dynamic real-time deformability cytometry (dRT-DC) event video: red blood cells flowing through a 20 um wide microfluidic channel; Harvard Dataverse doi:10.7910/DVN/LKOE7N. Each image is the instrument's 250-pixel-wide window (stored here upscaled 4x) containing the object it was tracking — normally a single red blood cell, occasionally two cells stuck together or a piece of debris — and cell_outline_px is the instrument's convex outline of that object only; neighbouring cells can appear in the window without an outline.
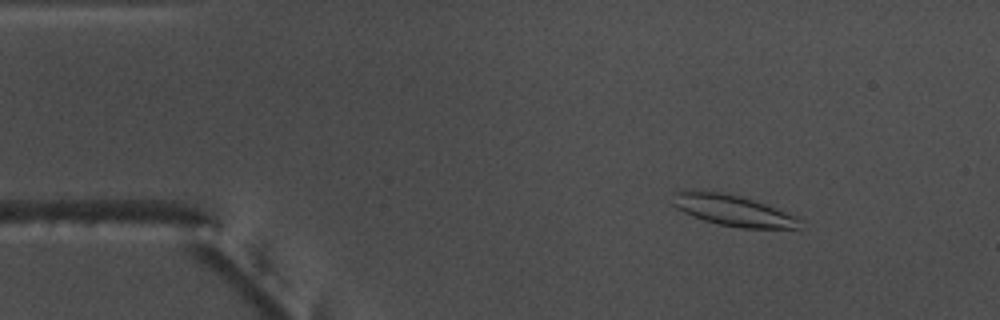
{"species": "common noctule bat (a hibernating species)", "species_latin": "Nyctalus noctula", "temperature_condition": "warm", "stored_images_in_passage": 56, "camera_frame_rate_fps": 3000, "um_per_image_px": 0.085, "animal": {"sex": "male", "body_mass_g": 17.5, "forearm_length_mm": 52.3}, "frame": {"image": 1, "passage_image": 8, "time_ms": 2.333, "image_size_px": [1000, 320], "cell_outline_px": [[804, 232], [740, 228], [720, 224], [704, 220], [692, 216], [676, 208], [672, 204], [672, 192], [720, 192], [740, 196], [800, 216], [804, 220]], "centroid_in_image_um": [62.57, 17.98], "position_along_channel_um": 22.4, "area_um2": 23.81}}
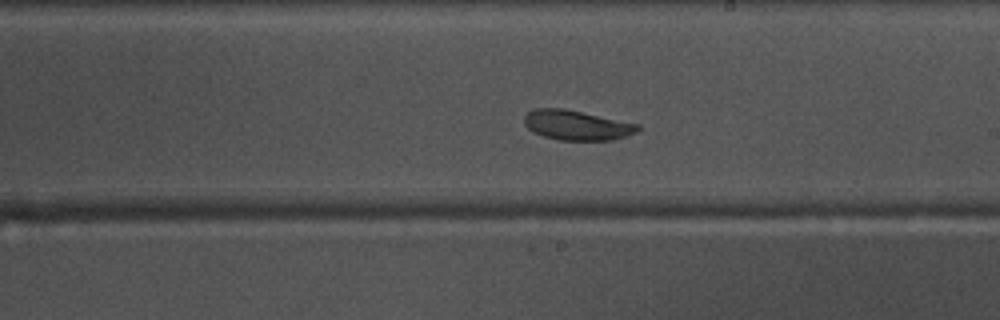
{"frame": {"image": 2, "passage_image": 32, "time_ms": 10.333, "image_size_px": [1000, 320], "cell_outline_px": [[640, 128], [636, 132], [628, 136], [612, 140], [560, 140], [544, 136], [532, 132], [524, 124], [524, 116], [528, 112], [536, 108], [564, 108], [640, 124]], "centroid_in_image_um": [49.03, 10.64], "position_along_channel_um": 240.0, "area_um2": 19.83}}
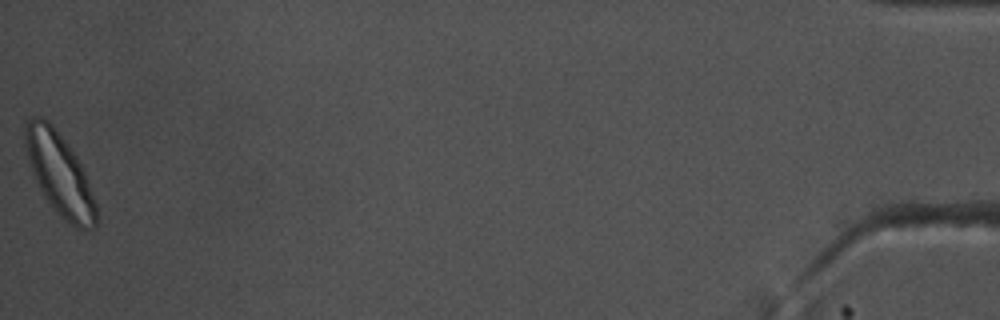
{"frame": {"image": 3, "passage_image": 56, "time_ms": 18.333, "image_size_px": [1000, 320], "cell_outline_px": [[96, 228], [76, 228], [64, 220], [44, 196], [32, 172], [28, 160], [24, 144], [24, 124], [32, 116], [40, 116], [48, 120], [52, 124], [68, 144], [76, 156], [84, 172], [96, 204]], "centroid_in_image_um": [5.03, 14.75], "position_along_channel_um": 430.2, "area_um2": 33.64}, "authors_computed_cell_mechanics": {"area_um2": 21.5883, "velocity_mm_per_s": 3.6653, "shape_relaxation_time_tau1_ms": 3.2677, "shape_relaxation_time_tau2_ms": 9.0441, "deformation_change_tau1": 0.1167, "deformation_change_tau2": 0.1213}}